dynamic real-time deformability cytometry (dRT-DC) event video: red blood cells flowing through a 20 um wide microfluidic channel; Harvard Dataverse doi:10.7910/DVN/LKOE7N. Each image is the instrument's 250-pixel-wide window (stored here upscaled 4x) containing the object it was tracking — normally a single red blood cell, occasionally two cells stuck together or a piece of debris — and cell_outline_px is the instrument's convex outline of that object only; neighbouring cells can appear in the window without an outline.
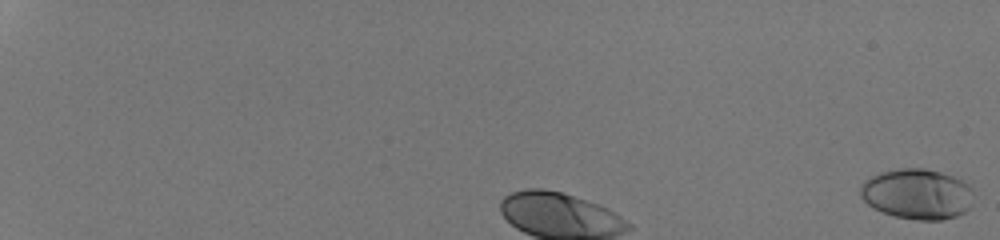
{"species": "human", "species_latin": "Homo sapiens", "temperature_condition": "room temperature", "stored_images_in_passage": 7, "camera_frame_rate_fps": 3000, "um_per_image_px": 0.085, "donor": {"sex": "male"}, "frame": {"image": 1, "passage_image": 1, "time_ms": 0.0, "image_size_px": [1000, 240], "cell_outline_px": [[972, 192], [968, 208], [964, 212], [956, 216], [940, 220], [916, 220], [896, 216], [872, 208], [860, 196], [860, 184], [864, 180], [880, 172], [900, 168], [924, 168], [940, 172], [952, 176], [968, 184], [972, 188]], "centroid_in_image_um": [77.92, 16.48], "position_along_channel_um": 7.1, "area_um2": 33.12}}